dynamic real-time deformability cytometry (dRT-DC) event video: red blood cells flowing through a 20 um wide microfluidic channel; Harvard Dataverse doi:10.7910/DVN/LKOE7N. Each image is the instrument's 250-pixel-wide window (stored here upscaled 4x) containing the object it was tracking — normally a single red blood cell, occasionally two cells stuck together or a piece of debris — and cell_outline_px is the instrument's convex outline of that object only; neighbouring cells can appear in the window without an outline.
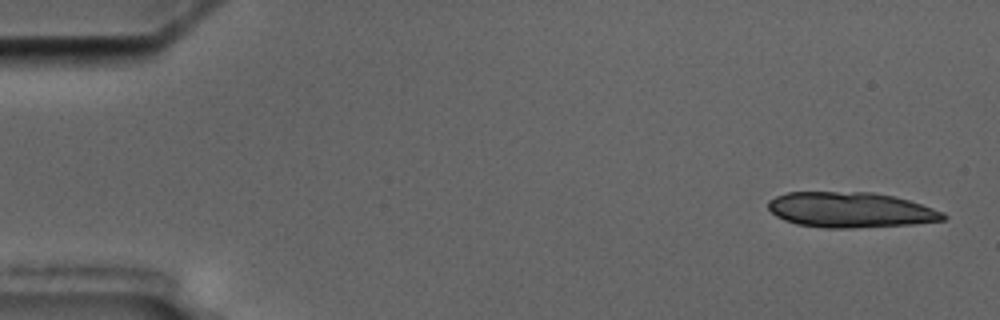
{"species": "common noctule bat (a hibernating species)", "species_latin": "Nyctalus noctula", "temperature_condition": "cold", "stored_images_in_passage": 3, "camera_frame_rate_fps": 3000, "um_per_image_px": 0.085, "animal": {"sex": "male", "body_mass_g": 17.5, "forearm_length_mm": 52.3}, "frame": {"image": 1, "passage_image": 3, "time_ms": 5.667, "image_size_px": [1000, 320], "cell_outline_px": [[948, 216], [944, 220], [912, 224], [852, 228], [824, 228], [796, 224], [784, 220], [776, 216], [768, 208], [768, 200], [776, 196], [788, 192], [872, 192], [896, 196], [944, 212]], "centroid_in_image_um": [72.28, 17.84], "position_along_channel_um": 12.7, "area_um2": 36.18}}